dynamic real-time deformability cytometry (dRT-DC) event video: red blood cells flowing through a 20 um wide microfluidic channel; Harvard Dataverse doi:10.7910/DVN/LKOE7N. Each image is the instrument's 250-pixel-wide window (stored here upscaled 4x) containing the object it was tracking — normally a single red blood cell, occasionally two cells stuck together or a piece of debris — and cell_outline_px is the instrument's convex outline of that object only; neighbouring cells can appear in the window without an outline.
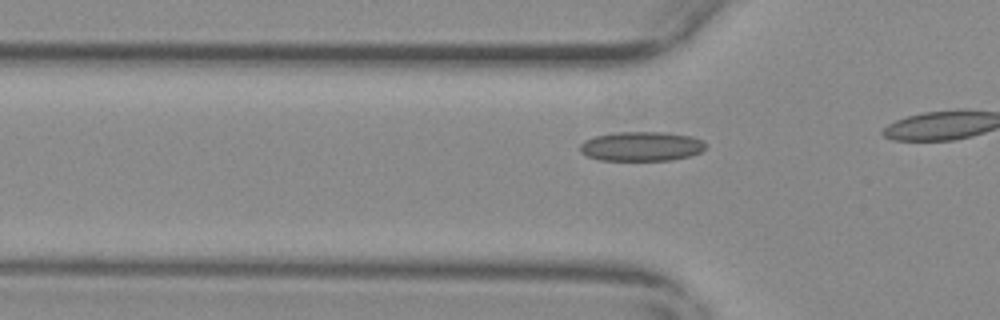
{"species": "common noctule bat (a hibernating species)", "species_latin": "Nyctalus noctula", "temperature_condition": "warm", "stored_images_in_passage": 5, "camera_frame_rate_fps": 3000, "um_per_image_px": 0.085, "animal": {"sex": "female", "body_mass_g": 29.2, "forearm_length_mm": 56.3}, "frame": {"image": 1, "passage_image": 2, "time_ms": 0.333, "image_size_px": [1000, 320], "cell_outline_px": [[704, 148], [700, 152], [688, 156], [672, 160], [600, 160], [588, 156], [580, 152], [580, 144], [584, 140], [596, 136], [616, 132], [664, 132], [692, 136], [700, 140], [704, 144]], "centroid_in_image_um": [54.48, 12.43], "position_along_channel_um": 71.3, "area_um2": 21.39}}